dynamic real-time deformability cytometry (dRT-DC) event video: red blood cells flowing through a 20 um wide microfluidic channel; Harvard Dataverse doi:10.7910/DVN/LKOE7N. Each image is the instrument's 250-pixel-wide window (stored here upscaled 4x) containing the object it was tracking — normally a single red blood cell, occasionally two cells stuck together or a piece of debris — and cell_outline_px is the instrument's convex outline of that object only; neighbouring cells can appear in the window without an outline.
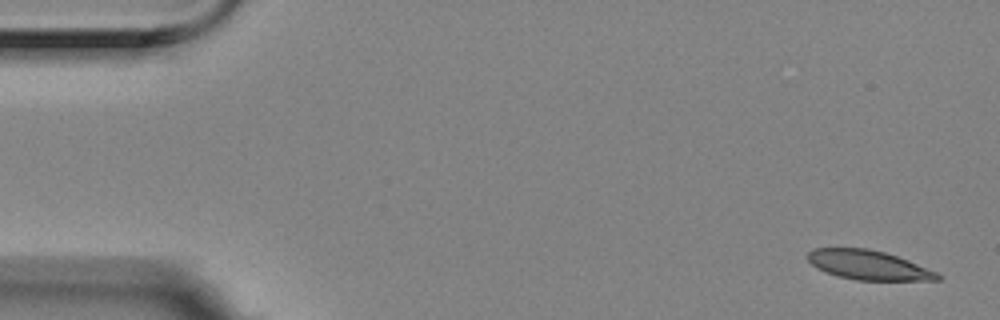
{"species": "Egyptian fruit bat (a non-hibernating species)", "species_latin": "Rousettus aegyptiacus", "temperature_condition": "room temperature", "stored_images_in_passage": 4, "camera_frame_rate_fps": 3000, "um_per_image_px": 0.085, "animal": {"sex": "female"}, "frame": {"image": 1, "passage_image": 1, "time_ms": 0.0, "image_size_px": [1000, 320], "cell_outline_px": [[940, 280], [856, 280], [840, 276], [816, 268], [804, 256], [812, 248], [868, 248], [884, 252], [908, 260], [940, 272]], "centroid_in_image_um": [73.82, 22.52], "position_along_channel_um": 11.2, "area_um2": 22.25}}
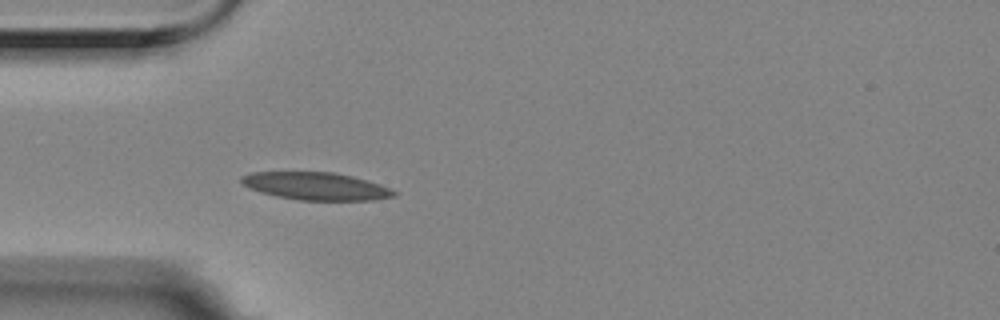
{"frame": {"image": 2, "passage_image": 4, "time_ms": 1.0, "image_size_px": [1000, 320], "cell_outline_px": [[396, 196], [372, 200], [300, 200], [276, 196], [260, 192], [248, 188], [240, 184], [240, 176], [252, 172], [332, 172], [352, 176], [368, 180], [380, 184], [396, 192]], "centroid_in_image_um": [26.8, 15.82], "position_along_channel_um": 58.2, "area_um2": 24.62}}